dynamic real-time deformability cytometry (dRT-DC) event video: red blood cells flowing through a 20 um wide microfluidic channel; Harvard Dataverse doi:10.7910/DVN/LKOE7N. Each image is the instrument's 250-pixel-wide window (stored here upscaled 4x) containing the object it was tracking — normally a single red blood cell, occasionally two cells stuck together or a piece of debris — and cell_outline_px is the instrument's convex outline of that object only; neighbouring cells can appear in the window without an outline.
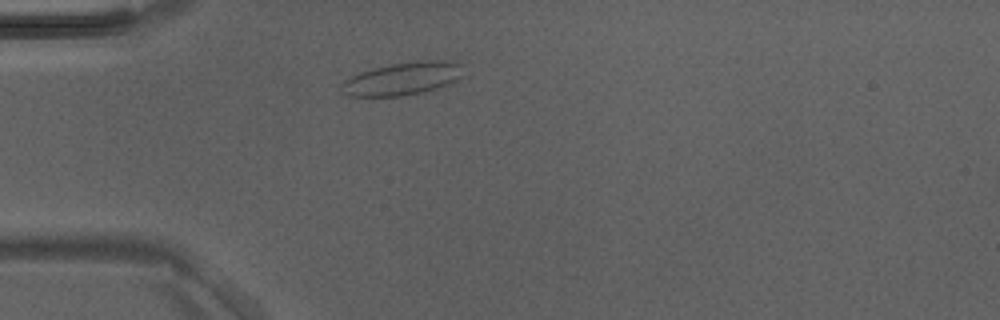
{"species": "Egyptian fruit bat (a non-hibernating species)", "species_latin": "Rousettus aegyptiacus", "temperature_condition": "room temperature", "stored_images_in_passage": 1, "camera_frame_rate_fps": 3000, "um_per_image_px": 0.085, "animal": {"sex": "male"}, "frame": {"image": 1, "passage_image": 1, "time_ms": 0.0, "image_size_px": [1000, 320], "cell_outline_px": [[460, 76], [448, 84], [436, 88], [420, 92], [400, 96], [348, 96], [340, 92], [340, 84], [344, 80], [360, 72], [372, 68], [392, 64], [424, 60], [456, 60], [460, 64]], "centroid_in_image_um": [34.14, 6.68], "position_along_channel_um": 50.9, "area_um2": 23.12}}